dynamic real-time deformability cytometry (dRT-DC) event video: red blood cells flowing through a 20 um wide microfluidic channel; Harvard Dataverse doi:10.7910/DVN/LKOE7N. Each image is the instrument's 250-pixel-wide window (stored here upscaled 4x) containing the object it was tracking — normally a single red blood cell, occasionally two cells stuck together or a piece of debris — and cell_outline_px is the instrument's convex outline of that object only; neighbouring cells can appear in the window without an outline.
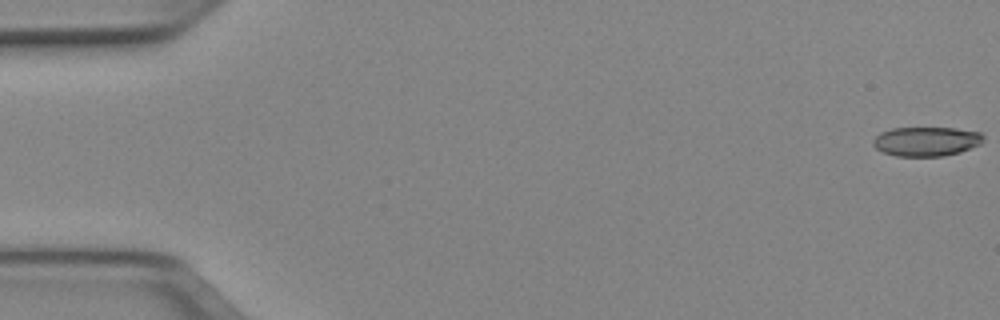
{"species": "Egyptian fruit bat (a non-hibernating species)", "species_latin": "Rousettus aegyptiacus", "temperature_condition": "cold", "stored_images_in_passage": 52, "camera_frame_rate_fps": 3000, "um_per_image_px": 0.085, "animal": {"sex": "female"}, "frame": {"image": 1, "passage_image": 1, "time_ms": 0.0, "image_size_px": [1000, 320], "cell_outline_px": [[984, 136], [980, 144], [960, 152], [940, 156], [896, 156], [884, 152], [876, 148], [872, 144], [872, 140], [880, 132], [892, 128], [956, 128], [980, 132]], "centroid_in_image_um": [78.72, 12.01], "position_along_channel_um": 6.3, "area_um2": 18.79}}
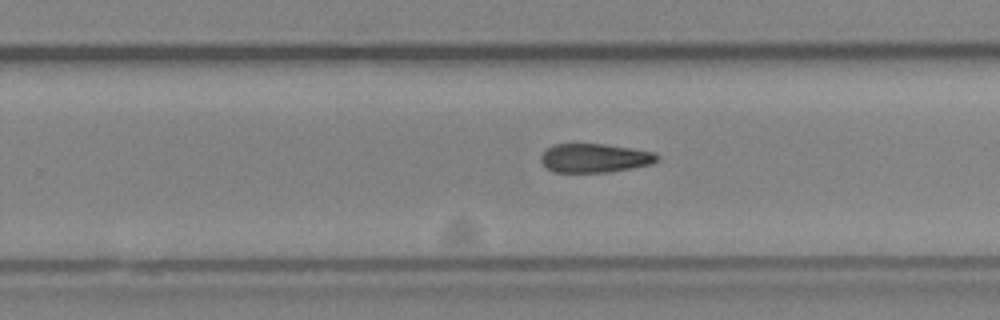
{"frame": {"image": 2, "passage_image": 33, "time_ms": 10.667, "image_size_px": [1000, 320], "cell_outline_px": [[660, 160], [652, 164], [632, 168], [608, 172], [552, 172], [540, 160], [540, 156], [552, 144], [604, 144], [632, 148], [656, 152], [660, 156]], "centroid_in_image_um": [50.6, 13.43], "position_along_channel_um": 279.2, "area_um2": 19.71}}
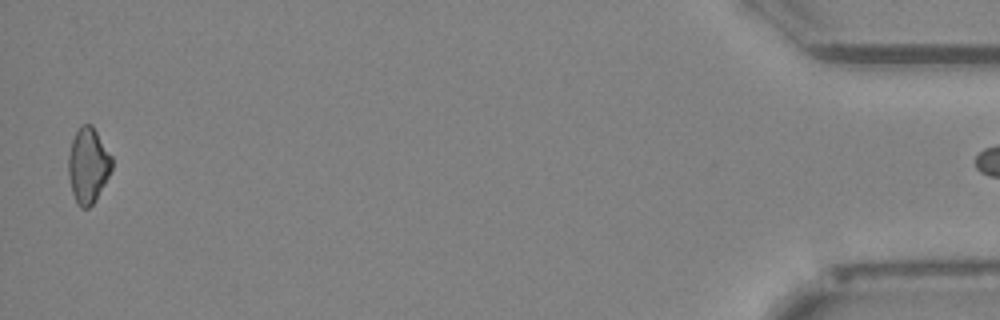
{"frame": {"image": 3, "passage_image": 51, "time_ms": 16.667, "image_size_px": [1000, 320], "cell_outline_px": [[112, 168], [96, 200], [88, 208], [80, 208], [76, 204], [72, 192], [68, 176], [68, 156], [72, 140], [80, 124], [92, 124], [112, 156]], "centroid_in_image_um": [7.48, 14.06], "position_along_channel_um": 427.7, "area_um2": 19.19}}